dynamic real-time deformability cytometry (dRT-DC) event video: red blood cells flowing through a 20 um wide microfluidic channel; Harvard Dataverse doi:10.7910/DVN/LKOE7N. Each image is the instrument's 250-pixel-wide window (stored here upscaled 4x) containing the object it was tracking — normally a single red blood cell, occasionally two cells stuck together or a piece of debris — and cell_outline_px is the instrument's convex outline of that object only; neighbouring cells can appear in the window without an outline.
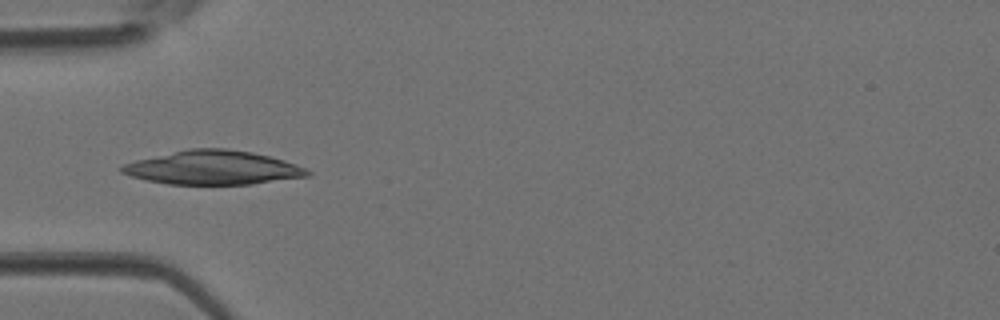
{"species": "Egyptian fruit bat (a non-hibernating species)", "species_latin": "Rousettus aegyptiacus", "temperature_condition": "room temperature", "stored_images_in_passage": 2, "camera_frame_rate_fps": 3000, "um_per_image_px": 0.085, "animal": {"sex": "female"}, "frame": {"image": 1, "passage_image": 1, "time_ms": 0.0, "image_size_px": [1000, 320], "cell_outline_px": [[312, 176], [252, 184], [168, 184], [148, 180], [132, 176], [120, 172], [116, 168], [124, 164], [136, 160], [188, 148], [224, 148], [252, 152], [284, 160], [296, 164], [312, 172]], "centroid_in_image_um": [18.12, 14.25], "position_along_channel_um": 66.9, "area_um2": 36.7}}
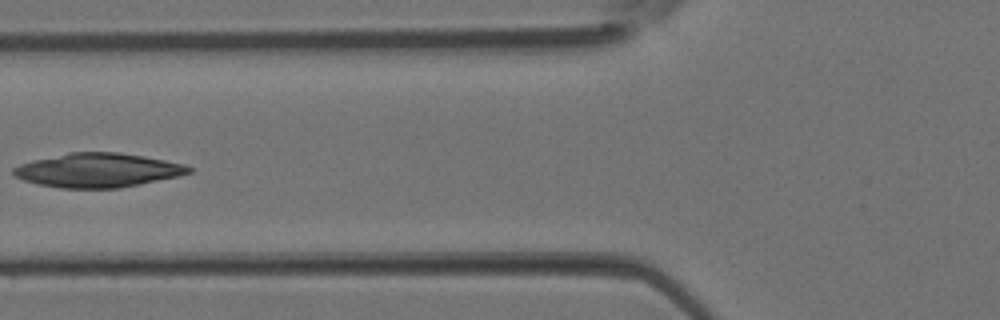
{"frame": {"image": 2, "passage_image": 2, "time_ms": 0.333, "image_size_px": [1000, 320], "cell_outline_px": [[196, 168], [192, 172], [180, 176], [120, 188], [60, 188], [40, 184], [24, 180], [16, 176], [12, 172], [12, 168], [20, 164], [32, 160], [68, 152], [116, 152], [144, 156], [184, 164]], "centroid_in_image_um": [8.35, 14.47], "position_along_channel_um": 117.5, "area_um2": 34.91}}